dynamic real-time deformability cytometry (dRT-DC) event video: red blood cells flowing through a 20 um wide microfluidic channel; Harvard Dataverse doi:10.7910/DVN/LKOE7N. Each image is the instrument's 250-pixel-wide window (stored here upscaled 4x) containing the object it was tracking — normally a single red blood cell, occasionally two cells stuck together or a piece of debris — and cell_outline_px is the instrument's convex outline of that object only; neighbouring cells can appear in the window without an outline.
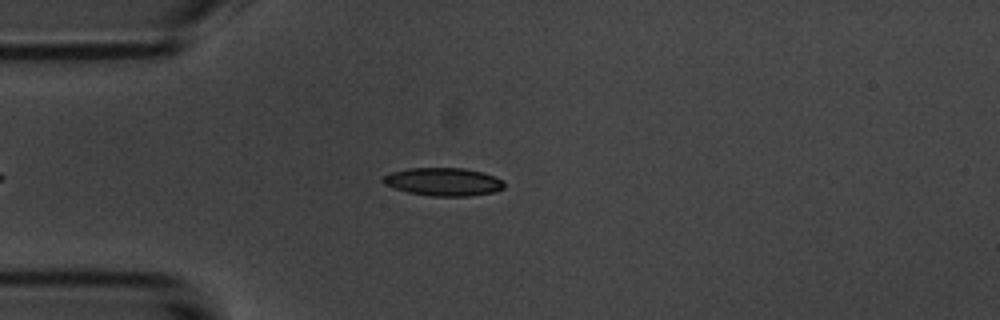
{"species": "common noctule bat (a hibernating species)", "species_latin": "Nyctalus noctula", "temperature_condition": "room temperature", "stored_images_in_passage": 9, "camera_frame_rate_fps": 3000, "um_per_image_px": 0.085, "animal": {"sex": "male", "body_mass_g": 20.1, "forearm_length_mm": 53.5}, "frame": {"image": 1, "passage_image": 2, "time_ms": 1.333, "image_size_px": [1000, 320], "cell_outline_px": [[504, 188], [492, 192], [468, 196], [432, 196], [408, 192], [384, 184], [380, 180], [384, 176], [392, 172], [408, 168], [464, 168], [480, 172], [504, 180]], "centroid_in_image_um": [37.67, 15.45], "position_along_channel_um": 47.3, "area_um2": 19.59}}
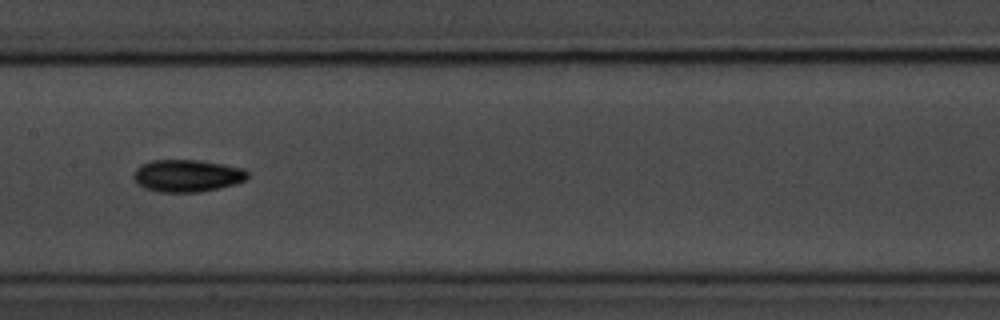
{"frame": {"image": 2, "passage_image": 6, "time_ms": 5.667, "image_size_px": [1000, 320], "cell_outline_px": [[248, 180], [236, 184], [200, 192], [160, 192], [144, 188], [136, 184], [132, 176], [136, 168], [152, 160], [200, 160], [224, 164], [244, 168], [248, 172]], "centroid_in_image_um": [15.93, 14.94], "position_along_channel_um": 191.5, "area_um2": 21.68}}
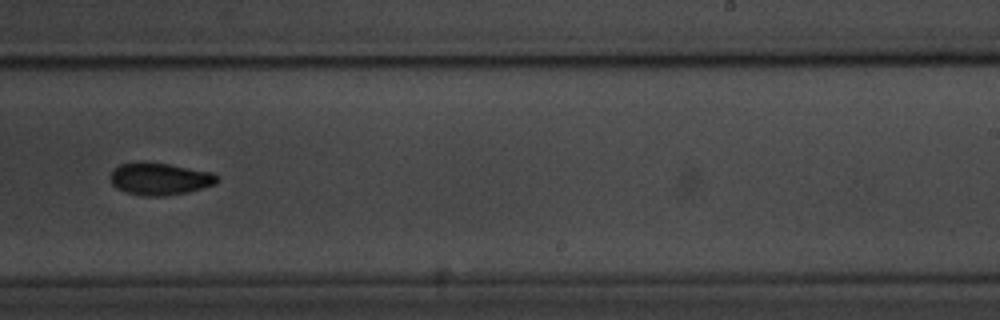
{"frame": {"image": 3, "passage_image": 8, "time_ms": 8.0, "image_size_px": [1000, 320], "cell_outline_px": [[216, 184], [188, 192], [164, 196], [140, 196], [124, 192], [116, 188], [112, 184], [108, 176], [120, 164], [168, 164], [212, 172], [216, 176]], "centroid_in_image_um": [13.56, 15.25], "position_along_channel_um": 275.4, "area_um2": 19.59}}